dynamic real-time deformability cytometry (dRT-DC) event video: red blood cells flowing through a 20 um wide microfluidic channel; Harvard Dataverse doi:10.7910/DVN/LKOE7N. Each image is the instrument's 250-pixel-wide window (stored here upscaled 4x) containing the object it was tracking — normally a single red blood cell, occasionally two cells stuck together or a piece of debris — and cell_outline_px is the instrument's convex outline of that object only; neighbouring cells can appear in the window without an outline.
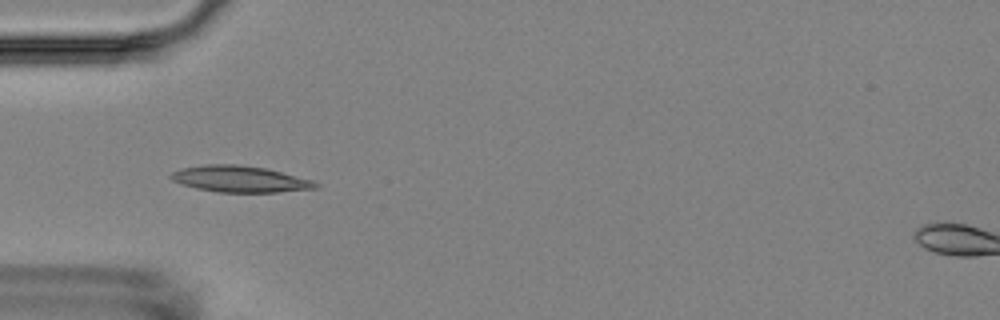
{"species": "Egyptian fruit bat (a non-hibernating species)", "species_latin": "Rousettus aegyptiacus", "temperature_condition": "room temperature", "stored_images_in_passage": 2, "camera_frame_rate_fps": 3000, "um_per_image_px": 0.085, "animal": {"sex": "female"}, "frame": {"image": 1, "passage_image": 2, "time_ms": 4.333, "image_size_px": [1000, 320], "cell_outline_px": [[320, 184], [316, 188], [276, 192], [216, 192], [196, 188], [172, 180], [168, 176], [172, 172], [180, 168], [208, 164], [236, 164], [264, 168], [312, 180]], "centroid_in_image_um": [20.35, 15.21], "position_along_channel_um": 64.6, "area_um2": 21.96}}